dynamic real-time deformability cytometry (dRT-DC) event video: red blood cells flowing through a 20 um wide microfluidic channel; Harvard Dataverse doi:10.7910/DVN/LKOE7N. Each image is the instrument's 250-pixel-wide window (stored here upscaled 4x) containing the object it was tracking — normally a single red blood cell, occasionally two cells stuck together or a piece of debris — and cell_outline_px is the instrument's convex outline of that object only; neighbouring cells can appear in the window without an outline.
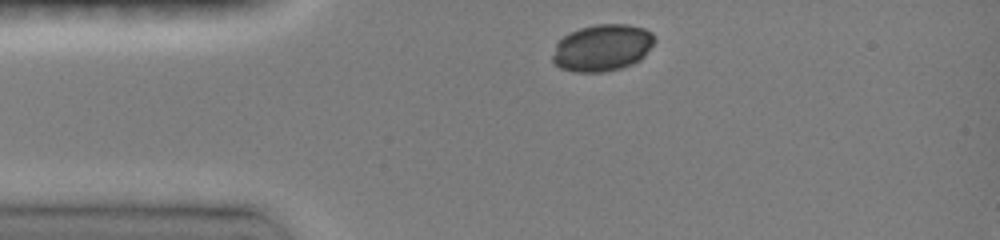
{"species": "common noctule bat (a hibernating species)", "species_latin": "Nyctalus noctula", "temperature_condition": "room temperature", "stored_images_in_passage": 33, "camera_frame_rate_fps": 3000, "um_per_image_px": 0.085, "animal": {"sex": "female", "body_mass_g": 19.0, "forearm_length_mm": 51.5}, "frame": {"image": 1, "passage_image": 1, "time_ms": 0.0, "image_size_px": [1000, 240], "cell_outline_px": [[656, 40], [644, 56], [640, 60], [632, 64], [620, 68], [604, 72], [576, 72], [560, 68], [552, 64], [552, 56], [556, 44], [568, 32], [580, 28], [596, 24], [628, 24], [644, 28], [652, 32]], "centroid_in_image_um": [51.19, 4.06], "position_along_channel_um": 33.8, "area_um2": 28.03}}
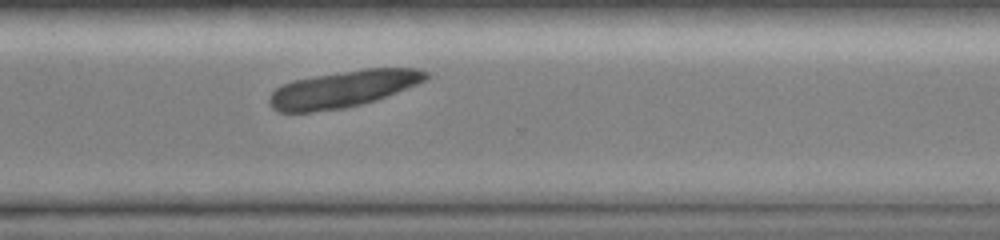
{"frame": {"image": 2, "passage_image": 26, "time_ms": 8.333, "image_size_px": [1000, 240], "cell_outline_px": [[428, 76], [424, 80], [416, 84], [396, 92], [360, 104], [344, 108], [312, 112], [280, 112], [272, 108], [268, 100], [268, 96], [276, 88], [292, 80], [364, 68], [420, 68], [428, 72]], "centroid_in_image_um": [29.12, 7.56], "position_along_channel_um": 341.5, "area_um2": 33.06}}
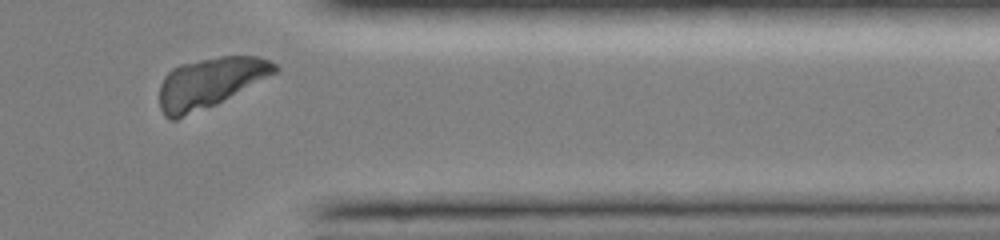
{"frame": {"image": 3, "passage_image": 30, "time_ms": 9.667, "image_size_px": [1000, 240], "cell_outline_px": [[280, 68], [276, 72], [216, 104], [176, 120], [168, 120], [164, 116], [160, 108], [160, 84], [164, 76], [172, 68], [180, 64], [220, 56], [260, 56], [276, 64]], "centroid_in_image_um": [17.81, 7.03], "position_along_channel_um": 393.6, "area_um2": 33.47}}